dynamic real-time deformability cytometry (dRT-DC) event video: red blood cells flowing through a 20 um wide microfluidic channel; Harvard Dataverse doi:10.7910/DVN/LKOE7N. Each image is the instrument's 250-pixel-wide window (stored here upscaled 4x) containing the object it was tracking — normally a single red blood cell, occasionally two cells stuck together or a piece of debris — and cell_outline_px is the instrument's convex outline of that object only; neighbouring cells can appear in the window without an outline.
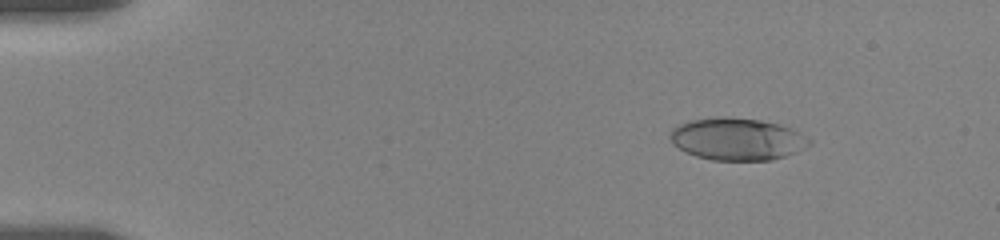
{"species": "human", "species_latin": "Homo sapiens", "temperature_condition": "room temperature", "stored_images_in_passage": 42, "camera_frame_rate_fps": 3000, "um_per_image_px": 0.085, "donor": {"sex": "female"}, "frame": {"image": 1, "passage_image": 3, "time_ms": 1.667, "image_size_px": [1000, 240], "cell_outline_px": [[812, 144], [796, 152], [772, 160], [712, 160], [696, 156], [680, 148], [668, 136], [672, 128], [688, 120], [712, 116], [724, 116], [760, 120], [780, 124], [792, 128], [812, 140]], "centroid_in_image_um": [62.67, 11.8], "position_along_channel_um": 22.3, "area_um2": 34.39}}
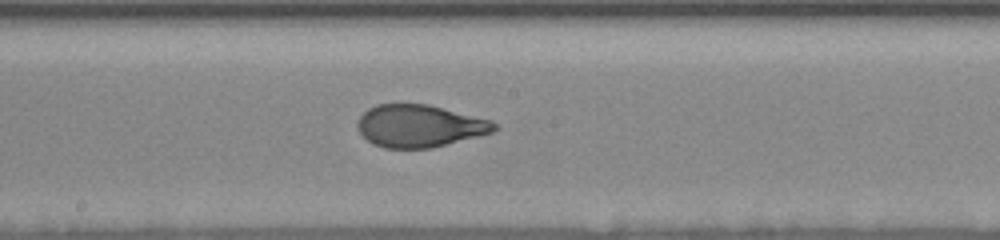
{"frame": {"image": 2, "passage_image": 24, "time_ms": 9.667, "image_size_px": [1000, 240], "cell_outline_px": [[496, 132], [432, 148], [384, 148], [372, 144], [360, 132], [356, 124], [360, 116], [368, 108], [376, 104], [428, 104], [492, 120], [496, 124]], "centroid_in_image_um": [35.68, 10.71], "position_along_channel_um": 212.5, "area_um2": 33.93}}
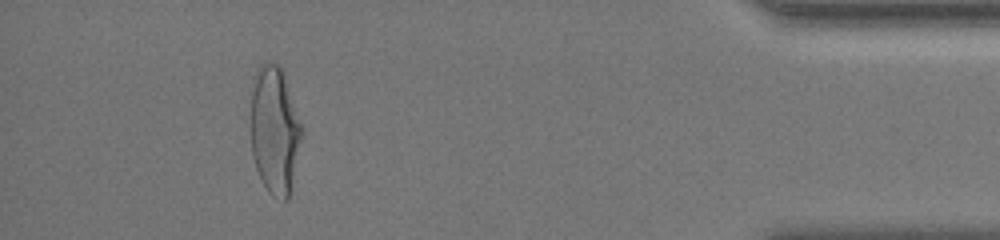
{"frame": {"image": 3, "passage_image": 41, "time_ms": 16.667, "image_size_px": [1000, 240], "cell_outline_px": [[304, 132], [288, 200], [284, 200], [272, 196], [268, 192], [260, 180], [252, 156], [252, 76], [256, 68], [260, 64], [268, 60], [280, 64], [284, 72], [304, 128]], "centroid_in_image_um": [23.37, 11.01], "position_along_channel_um": 411.8, "area_um2": 38.84}, "authors_computed_cell_mechanics": {"area_um2": 34.4199, "velocity_mm_per_s": 3.5541, "shape_relaxation_time_tau1_ms": 4.101, "shape_relaxation_time_tau2_ms": 0.8181, "deformation_change_tau1": 0.1877, "deformation_change_tau2": 0.0679}}